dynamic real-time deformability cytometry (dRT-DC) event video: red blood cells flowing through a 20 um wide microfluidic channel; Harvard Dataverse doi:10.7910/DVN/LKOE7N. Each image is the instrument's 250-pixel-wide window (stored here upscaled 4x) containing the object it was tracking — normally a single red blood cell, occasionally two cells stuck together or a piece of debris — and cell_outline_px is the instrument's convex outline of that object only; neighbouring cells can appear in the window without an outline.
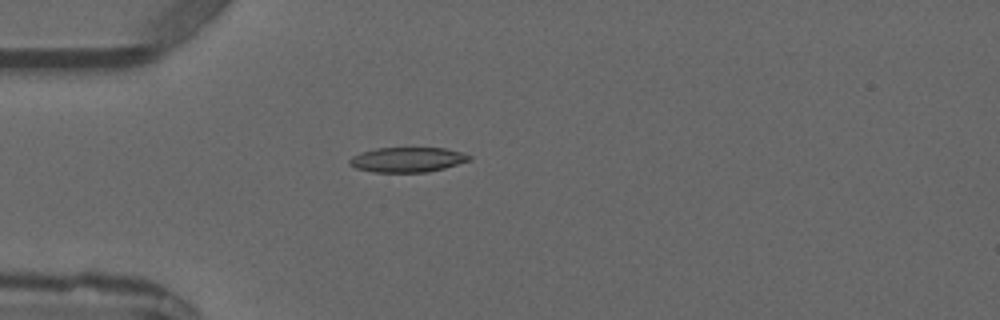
{"species": "common noctule bat (a hibernating species)", "species_latin": "Nyctalus noctula", "temperature_condition": "warm", "stored_images_in_passage": 3, "camera_frame_rate_fps": 3000, "um_per_image_px": 0.085, "animal": {"sex": "male", "forearm_length_mm": 52.5}, "frame": {"image": 1, "passage_image": 3, "time_ms": 3.333, "image_size_px": [1000, 320], "cell_outline_px": [[472, 160], [444, 168], [428, 172], [372, 172], [356, 168], [348, 164], [348, 160], [352, 156], [360, 152], [376, 148], [444, 148], [460, 152], [472, 156]], "centroid_in_image_um": [34.61, 13.57], "position_along_channel_um": 50.4, "area_um2": 17.46}}